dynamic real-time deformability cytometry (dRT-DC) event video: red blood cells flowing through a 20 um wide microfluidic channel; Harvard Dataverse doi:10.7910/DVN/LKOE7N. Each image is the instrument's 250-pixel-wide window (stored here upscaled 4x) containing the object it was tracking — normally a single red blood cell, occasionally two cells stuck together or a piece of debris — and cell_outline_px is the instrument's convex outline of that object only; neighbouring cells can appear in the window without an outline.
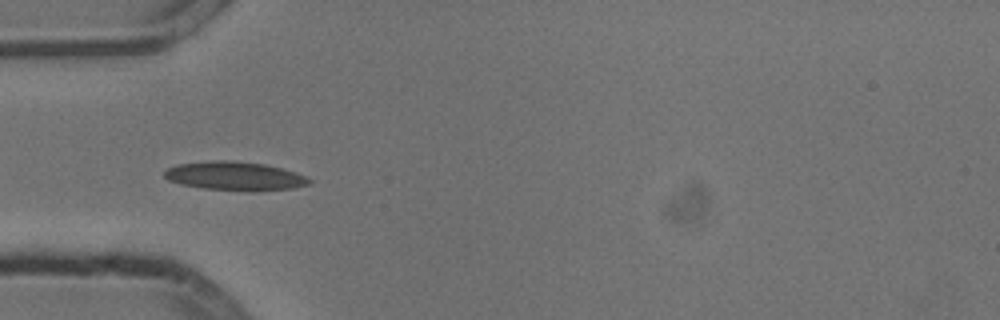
{"species": "common noctule bat (a hibernating species)", "species_latin": "Nyctalus noctula", "temperature_condition": "cold", "stored_images_in_passage": 7, "camera_frame_rate_fps": 3000, "um_per_image_px": 0.085, "animal": {"sex": "male", "body_mass_g": 13.3}, "frame": {"image": 1, "passage_image": 4, "time_ms": 1.0, "image_size_px": [1000, 320], "cell_outline_px": [[312, 184], [292, 188], [252, 192], [204, 188], [180, 184], [168, 180], [164, 176], [164, 172], [168, 168], [176, 164], [216, 160], [228, 160], [264, 164], [280, 168], [308, 176], [312, 180]], "centroid_in_image_um": [19.99, 14.97], "position_along_channel_um": 65.0, "area_um2": 24.39}}
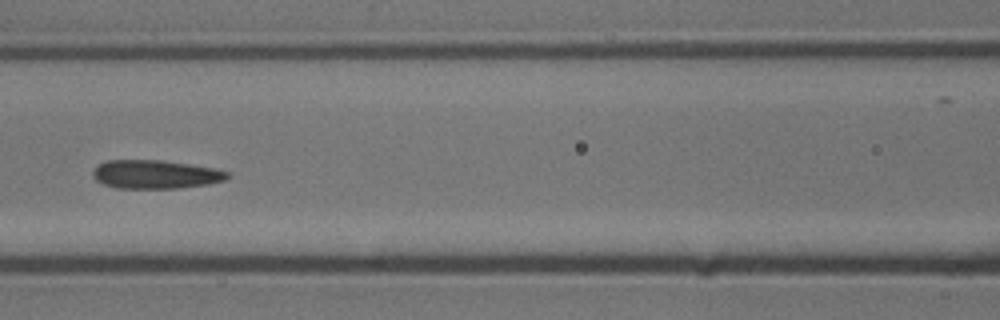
{"frame": {"image": 2, "passage_image": 6, "time_ms": 1.667, "image_size_px": [1000, 320], "cell_outline_px": [[232, 176], [224, 180], [208, 184], [176, 188], [116, 188], [104, 184], [96, 180], [92, 176], [92, 172], [100, 164], [108, 160], [160, 160], [188, 164], [212, 168], [228, 172]], "centroid_in_image_um": [13.21, 14.82], "position_along_channel_um": 153.4, "area_um2": 22.2}}
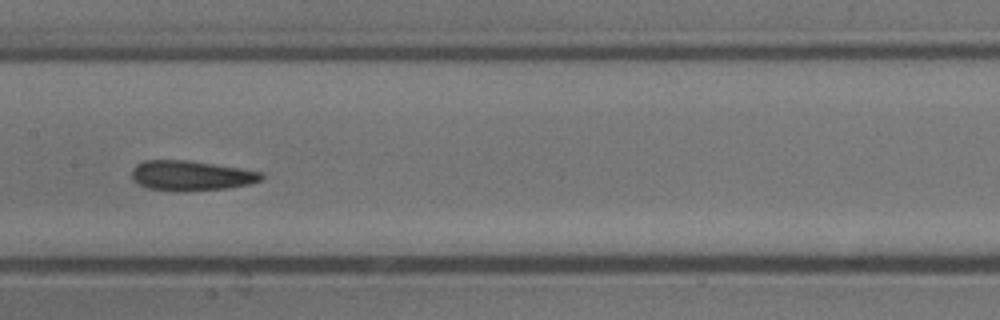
{"frame": {"image": 3, "passage_image": 7, "time_ms": 2.0, "image_size_px": [1000, 320], "cell_outline_px": [[264, 176], [260, 180], [248, 184], [228, 188], [184, 192], [148, 188], [132, 180], [132, 168], [136, 164], [144, 160], [188, 160], [240, 168], [264, 172]], "centroid_in_image_um": [16.23, 14.93], "position_along_channel_um": 191.2, "area_um2": 22.77}}